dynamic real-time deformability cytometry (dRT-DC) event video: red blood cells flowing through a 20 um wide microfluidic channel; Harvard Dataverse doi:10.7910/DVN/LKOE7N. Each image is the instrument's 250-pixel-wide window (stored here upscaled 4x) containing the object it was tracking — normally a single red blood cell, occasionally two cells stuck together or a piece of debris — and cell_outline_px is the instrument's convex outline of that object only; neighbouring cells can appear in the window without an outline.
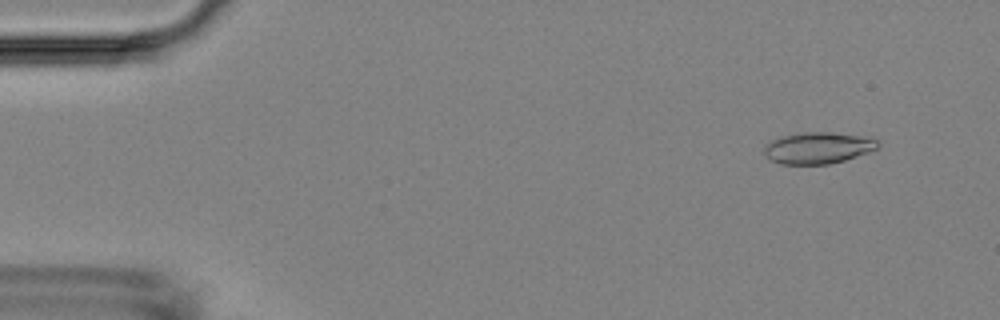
{"species": "Egyptian fruit bat (a non-hibernating species)", "species_latin": "Rousettus aegyptiacus", "temperature_condition": "room temperature", "stored_images_in_passage": 56, "camera_frame_rate_fps": 3000, "um_per_image_px": 0.085, "animal": {"sex": "female"}, "frame": {"image": 1, "passage_image": 5, "time_ms": 1.333, "image_size_px": [1000, 320], "cell_outline_px": [[880, 144], [876, 148], [868, 152], [844, 160], [828, 164], [780, 164], [772, 160], [764, 152], [764, 144], [772, 140], [784, 136], [808, 132], [832, 132], [880, 140]], "centroid_in_image_um": [69.51, 12.58], "position_along_channel_um": 15.5, "area_um2": 20.46}}
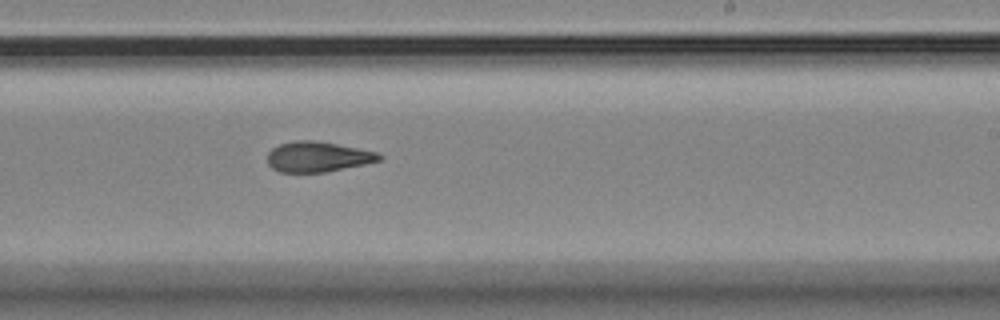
{"frame": {"image": 2, "passage_image": 34, "time_ms": 11.0, "image_size_px": [1000, 320], "cell_outline_px": [[384, 156], [380, 160], [364, 164], [324, 172], [280, 172], [272, 168], [268, 164], [268, 152], [272, 148], [280, 144], [292, 140], [316, 140], [376, 152]], "centroid_in_image_um": [26.97, 13.32], "position_along_channel_um": 262.0, "area_um2": 19.59}}
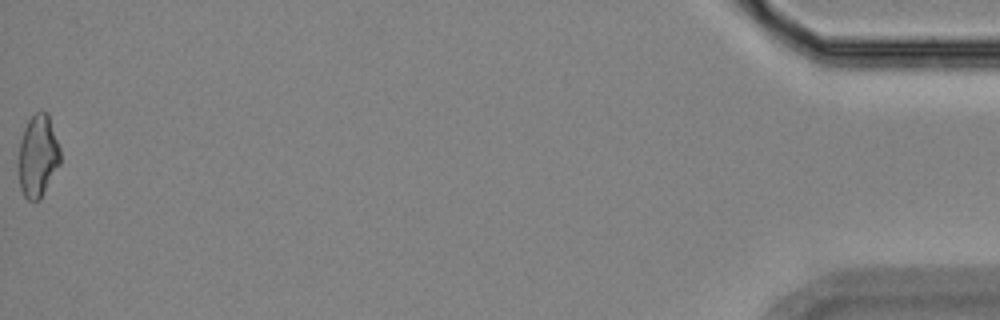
{"frame": {"image": 3, "passage_image": 56, "time_ms": 18.333, "image_size_px": [1000, 320], "cell_outline_px": [[60, 164], [40, 200], [28, 200], [24, 196], [20, 188], [20, 140], [24, 128], [28, 120], [36, 112], [48, 112], [60, 148]], "centroid_in_image_um": [3.25, 13.25], "position_along_channel_um": 432.0, "area_um2": 19.77}, "authors_computed_cell_mechanics": {"area_um2": 20.1722, "velocity_mm_per_s": 3.6104, "shape_relaxation_time_tau1_ms": 9.5453, "shape_relaxation_time_tau2_ms": 4.4918, "deformation_change_tau1": 0.1946, "deformation_change_tau2": 0.1221}}